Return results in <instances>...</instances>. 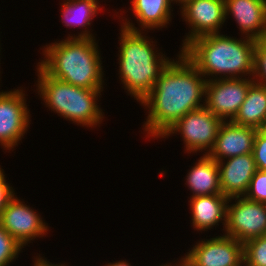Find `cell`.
Returning <instances> with one entry per match:
<instances>
[{"instance_id":"cell-29","label":"cell","mask_w":266,"mask_h":266,"mask_svg":"<svg viewBox=\"0 0 266 266\" xmlns=\"http://www.w3.org/2000/svg\"><path fill=\"white\" fill-rule=\"evenodd\" d=\"M180 263V264H179ZM178 265L177 266H192L186 259L185 257L182 258L180 261H179ZM167 266H172L170 264H168ZM174 266V265H173Z\"/></svg>"},{"instance_id":"cell-27","label":"cell","mask_w":266,"mask_h":266,"mask_svg":"<svg viewBox=\"0 0 266 266\" xmlns=\"http://www.w3.org/2000/svg\"><path fill=\"white\" fill-rule=\"evenodd\" d=\"M34 266H65V265H63V264H52V263H49V261H47L46 260V258L45 259H43V257H38L37 256V258H36V260L34 261Z\"/></svg>"},{"instance_id":"cell-14","label":"cell","mask_w":266,"mask_h":266,"mask_svg":"<svg viewBox=\"0 0 266 266\" xmlns=\"http://www.w3.org/2000/svg\"><path fill=\"white\" fill-rule=\"evenodd\" d=\"M217 164L222 194L228 198L244 196L257 170L253 154L238 155Z\"/></svg>"},{"instance_id":"cell-7","label":"cell","mask_w":266,"mask_h":266,"mask_svg":"<svg viewBox=\"0 0 266 266\" xmlns=\"http://www.w3.org/2000/svg\"><path fill=\"white\" fill-rule=\"evenodd\" d=\"M210 78L205 88L204 106L222 121H232L244 102L253 78ZM252 79V80H251Z\"/></svg>"},{"instance_id":"cell-17","label":"cell","mask_w":266,"mask_h":266,"mask_svg":"<svg viewBox=\"0 0 266 266\" xmlns=\"http://www.w3.org/2000/svg\"><path fill=\"white\" fill-rule=\"evenodd\" d=\"M186 183L193 192L191 197L222 194L217 161L207 154L201 156L189 170Z\"/></svg>"},{"instance_id":"cell-10","label":"cell","mask_w":266,"mask_h":266,"mask_svg":"<svg viewBox=\"0 0 266 266\" xmlns=\"http://www.w3.org/2000/svg\"><path fill=\"white\" fill-rule=\"evenodd\" d=\"M181 15L190 27L183 40L182 50L195 38L220 33L226 21L224 0H188L182 6Z\"/></svg>"},{"instance_id":"cell-5","label":"cell","mask_w":266,"mask_h":266,"mask_svg":"<svg viewBox=\"0 0 266 266\" xmlns=\"http://www.w3.org/2000/svg\"><path fill=\"white\" fill-rule=\"evenodd\" d=\"M37 67V90L48 108L83 127H95L102 122V110L96 101L103 89L77 87L55 79L39 65Z\"/></svg>"},{"instance_id":"cell-4","label":"cell","mask_w":266,"mask_h":266,"mask_svg":"<svg viewBox=\"0 0 266 266\" xmlns=\"http://www.w3.org/2000/svg\"><path fill=\"white\" fill-rule=\"evenodd\" d=\"M119 74L125 90L141 102L153 89L161 72L171 62L156 53L155 45L127 19L121 25ZM156 53V54H155ZM158 54V55H157Z\"/></svg>"},{"instance_id":"cell-11","label":"cell","mask_w":266,"mask_h":266,"mask_svg":"<svg viewBox=\"0 0 266 266\" xmlns=\"http://www.w3.org/2000/svg\"><path fill=\"white\" fill-rule=\"evenodd\" d=\"M185 259L192 266H244L243 243L227 235L202 240Z\"/></svg>"},{"instance_id":"cell-9","label":"cell","mask_w":266,"mask_h":266,"mask_svg":"<svg viewBox=\"0 0 266 266\" xmlns=\"http://www.w3.org/2000/svg\"><path fill=\"white\" fill-rule=\"evenodd\" d=\"M26 96L21 89L0 92V145L6 150L18 145L30 124Z\"/></svg>"},{"instance_id":"cell-22","label":"cell","mask_w":266,"mask_h":266,"mask_svg":"<svg viewBox=\"0 0 266 266\" xmlns=\"http://www.w3.org/2000/svg\"><path fill=\"white\" fill-rule=\"evenodd\" d=\"M20 245L0 224V266H8L18 257Z\"/></svg>"},{"instance_id":"cell-24","label":"cell","mask_w":266,"mask_h":266,"mask_svg":"<svg viewBox=\"0 0 266 266\" xmlns=\"http://www.w3.org/2000/svg\"><path fill=\"white\" fill-rule=\"evenodd\" d=\"M244 197L251 201L266 203V171L256 170Z\"/></svg>"},{"instance_id":"cell-30","label":"cell","mask_w":266,"mask_h":266,"mask_svg":"<svg viewBox=\"0 0 266 266\" xmlns=\"http://www.w3.org/2000/svg\"><path fill=\"white\" fill-rule=\"evenodd\" d=\"M172 2L174 1V2H176V4H177V2L179 3V4H181V6L186 2V1H188V0H171Z\"/></svg>"},{"instance_id":"cell-3","label":"cell","mask_w":266,"mask_h":266,"mask_svg":"<svg viewBox=\"0 0 266 266\" xmlns=\"http://www.w3.org/2000/svg\"><path fill=\"white\" fill-rule=\"evenodd\" d=\"M255 45L256 40L246 36L238 40L216 33L195 38L181 51L205 78H240L253 76Z\"/></svg>"},{"instance_id":"cell-19","label":"cell","mask_w":266,"mask_h":266,"mask_svg":"<svg viewBox=\"0 0 266 266\" xmlns=\"http://www.w3.org/2000/svg\"><path fill=\"white\" fill-rule=\"evenodd\" d=\"M131 9L141 28H163L171 20V0H130Z\"/></svg>"},{"instance_id":"cell-16","label":"cell","mask_w":266,"mask_h":266,"mask_svg":"<svg viewBox=\"0 0 266 266\" xmlns=\"http://www.w3.org/2000/svg\"><path fill=\"white\" fill-rule=\"evenodd\" d=\"M231 198L223 194L204 195L190 198L192 225L198 231L208 230L223 221L226 226L227 204Z\"/></svg>"},{"instance_id":"cell-1","label":"cell","mask_w":266,"mask_h":266,"mask_svg":"<svg viewBox=\"0 0 266 266\" xmlns=\"http://www.w3.org/2000/svg\"><path fill=\"white\" fill-rule=\"evenodd\" d=\"M177 60H171L153 89L140 102L149 108L144 130L154 138L162 137L188 112L204 106L200 102L205 96L207 79L182 51Z\"/></svg>"},{"instance_id":"cell-6","label":"cell","mask_w":266,"mask_h":266,"mask_svg":"<svg viewBox=\"0 0 266 266\" xmlns=\"http://www.w3.org/2000/svg\"><path fill=\"white\" fill-rule=\"evenodd\" d=\"M222 122L219 117L203 106L178 119L161 138L179 132L187 152L194 153L204 149L207 154L213 148Z\"/></svg>"},{"instance_id":"cell-26","label":"cell","mask_w":266,"mask_h":266,"mask_svg":"<svg viewBox=\"0 0 266 266\" xmlns=\"http://www.w3.org/2000/svg\"><path fill=\"white\" fill-rule=\"evenodd\" d=\"M14 195V190L6 182L4 171L0 167V216L3 210L7 207L9 201L14 197Z\"/></svg>"},{"instance_id":"cell-2","label":"cell","mask_w":266,"mask_h":266,"mask_svg":"<svg viewBox=\"0 0 266 266\" xmlns=\"http://www.w3.org/2000/svg\"><path fill=\"white\" fill-rule=\"evenodd\" d=\"M89 29L44 47L39 66L55 79L86 89H103V69L97 42Z\"/></svg>"},{"instance_id":"cell-8","label":"cell","mask_w":266,"mask_h":266,"mask_svg":"<svg viewBox=\"0 0 266 266\" xmlns=\"http://www.w3.org/2000/svg\"><path fill=\"white\" fill-rule=\"evenodd\" d=\"M236 204H227L225 234L242 243L266 235V203L244 196L232 197ZM237 200V201H236Z\"/></svg>"},{"instance_id":"cell-23","label":"cell","mask_w":266,"mask_h":266,"mask_svg":"<svg viewBox=\"0 0 266 266\" xmlns=\"http://www.w3.org/2000/svg\"><path fill=\"white\" fill-rule=\"evenodd\" d=\"M253 80L260 85L266 86V37L256 40Z\"/></svg>"},{"instance_id":"cell-28","label":"cell","mask_w":266,"mask_h":266,"mask_svg":"<svg viewBox=\"0 0 266 266\" xmlns=\"http://www.w3.org/2000/svg\"><path fill=\"white\" fill-rule=\"evenodd\" d=\"M105 266H131V264L130 263H128V261H116V262H114V263H108L107 265H105Z\"/></svg>"},{"instance_id":"cell-20","label":"cell","mask_w":266,"mask_h":266,"mask_svg":"<svg viewBox=\"0 0 266 266\" xmlns=\"http://www.w3.org/2000/svg\"><path fill=\"white\" fill-rule=\"evenodd\" d=\"M97 0H66L62 8V23L66 27H87L99 10Z\"/></svg>"},{"instance_id":"cell-25","label":"cell","mask_w":266,"mask_h":266,"mask_svg":"<svg viewBox=\"0 0 266 266\" xmlns=\"http://www.w3.org/2000/svg\"><path fill=\"white\" fill-rule=\"evenodd\" d=\"M252 154L256 168L266 171V128L257 131Z\"/></svg>"},{"instance_id":"cell-15","label":"cell","mask_w":266,"mask_h":266,"mask_svg":"<svg viewBox=\"0 0 266 266\" xmlns=\"http://www.w3.org/2000/svg\"><path fill=\"white\" fill-rule=\"evenodd\" d=\"M224 1L226 19L231 14L242 34L253 40L266 37V0Z\"/></svg>"},{"instance_id":"cell-21","label":"cell","mask_w":266,"mask_h":266,"mask_svg":"<svg viewBox=\"0 0 266 266\" xmlns=\"http://www.w3.org/2000/svg\"><path fill=\"white\" fill-rule=\"evenodd\" d=\"M244 266H266V235L243 243Z\"/></svg>"},{"instance_id":"cell-13","label":"cell","mask_w":266,"mask_h":266,"mask_svg":"<svg viewBox=\"0 0 266 266\" xmlns=\"http://www.w3.org/2000/svg\"><path fill=\"white\" fill-rule=\"evenodd\" d=\"M257 129L223 121L213 148L207 155L215 161H222L238 155L253 153Z\"/></svg>"},{"instance_id":"cell-18","label":"cell","mask_w":266,"mask_h":266,"mask_svg":"<svg viewBox=\"0 0 266 266\" xmlns=\"http://www.w3.org/2000/svg\"><path fill=\"white\" fill-rule=\"evenodd\" d=\"M233 123L257 130L266 128V86L253 82Z\"/></svg>"},{"instance_id":"cell-12","label":"cell","mask_w":266,"mask_h":266,"mask_svg":"<svg viewBox=\"0 0 266 266\" xmlns=\"http://www.w3.org/2000/svg\"><path fill=\"white\" fill-rule=\"evenodd\" d=\"M25 202L13 197L0 216L1 226L23 247L36 237L46 236L48 226Z\"/></svg>"}]
</instances>
